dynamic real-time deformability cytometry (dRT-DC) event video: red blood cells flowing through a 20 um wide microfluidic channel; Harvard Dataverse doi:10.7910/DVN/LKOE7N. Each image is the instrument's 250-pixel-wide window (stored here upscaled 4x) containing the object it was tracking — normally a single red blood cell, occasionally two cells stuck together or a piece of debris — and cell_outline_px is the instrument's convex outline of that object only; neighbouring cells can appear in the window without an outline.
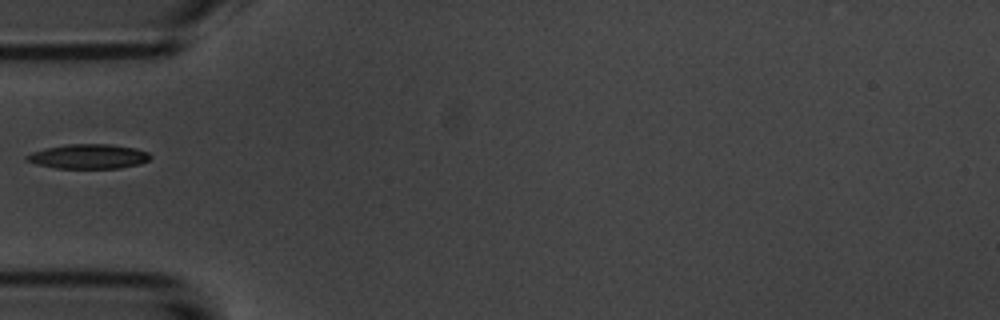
{"species": "common noctule bat (a hibernating species)", "species_latin": "Nyctalus noctula", "temperature_condition": "room temperature", "stored_images_in_passage": 2, "camera_frame_rate_fps": 3000, "um_per_image_px": 0.085, "animal": {"sex": "male", "body_mass_g": 20.1, "forearm_length_mm": 53.5}, "frame": {"image": 1, "passage_image": 1, "time_ms": 0.0, "image_size_px": [1000, 320], "cell_outline_px": [[152, 156], [148, 160], [140, 164], [120, 168], [56, 168], [36, 164], [24, 160], [24, 156], [32, 152], [44, 148], [68, 144], [108, 144], [136, 148], [148, 152]], "centroid_in_image_um": [7.5, 13.3], "position_along_channel_um": 77.5, "area_um2": 17.8}}